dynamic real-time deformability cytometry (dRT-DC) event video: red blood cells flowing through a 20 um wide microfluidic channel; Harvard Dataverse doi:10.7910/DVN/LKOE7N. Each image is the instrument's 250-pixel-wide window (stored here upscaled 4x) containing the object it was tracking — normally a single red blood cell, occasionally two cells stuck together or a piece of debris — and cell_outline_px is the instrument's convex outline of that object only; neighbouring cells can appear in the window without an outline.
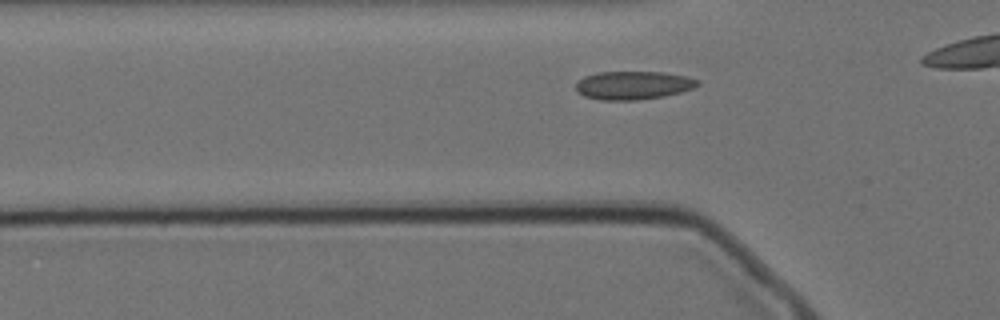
{"species": "Egyptian fruit bat (a non-hibernating species)", "species_latin": "Rousettus aegyptiacus", "temperature_condition": "cold", "stored_images_in_passage": 34, "camera_frame_rate_fps": 3000, "um_per_image_px": 0.085, "animal": {"sex": "female"}, "frame": {"image": 1, "passage_image": 7, "time_ms": 2.0, "image_size_px": [1000, 320], "cell_outline_px": [[700, 84], [692, 88], [680, 92], [664, 96], [636, 100], [600, 100], [584, 96], [576, 92], [576, 84], [584, 76], [596, 72], [664, 72], [688, 76], [700, 80]], "centroid_in_image_um": [53.82, 7.24], "position_along_channel_um": 72.0, "area_um2": 20.23}}
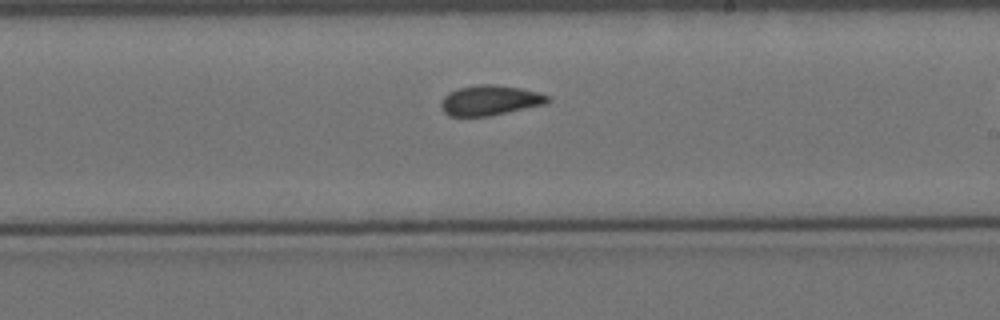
{"frame": {"image": 2, "passage_image": 22, "time_ms": 7.0, "image_size_px": [1000, 320], "cell_outline_px": [[552, 100], [548, 104], [488, 116], [448, 116], [440, 108], [440, 100], [448, 92], [460, 88], [476, 84], [492, 84], [520, 88], [540, 92], [548, 96]], "centroid_in_image_um": [41.65, 8.53], "position_along_channel_um": 247.3, "area_um2": 18.96}}
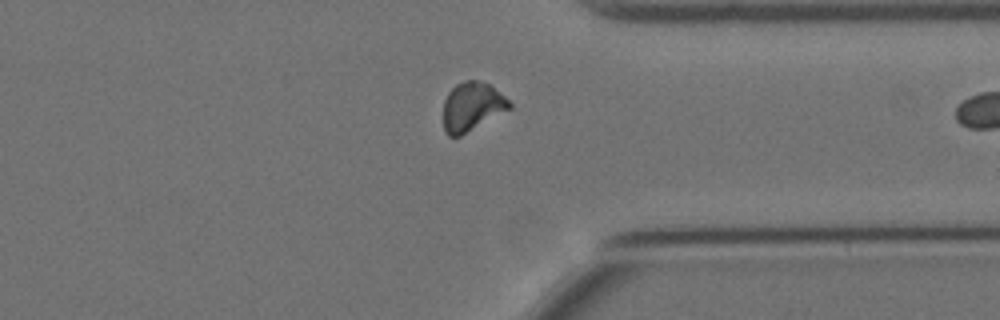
{"frame": {"image": 3, "passage_image": 33, "time_ms": 10.667, "image_size_px": [1000, 320], "cell_outline_px": [[512, 108], [460, 136], [448, 136], [444, 132], [444, 100], [448, 92], [456, 84], [464, 80], [476, 80], [488, 84], [504, 96], [512, 104]], "centroid_in_image_um": [40.11, 9.06], "position_along_channel_um": 371.3, "area_um2": 18.67}}